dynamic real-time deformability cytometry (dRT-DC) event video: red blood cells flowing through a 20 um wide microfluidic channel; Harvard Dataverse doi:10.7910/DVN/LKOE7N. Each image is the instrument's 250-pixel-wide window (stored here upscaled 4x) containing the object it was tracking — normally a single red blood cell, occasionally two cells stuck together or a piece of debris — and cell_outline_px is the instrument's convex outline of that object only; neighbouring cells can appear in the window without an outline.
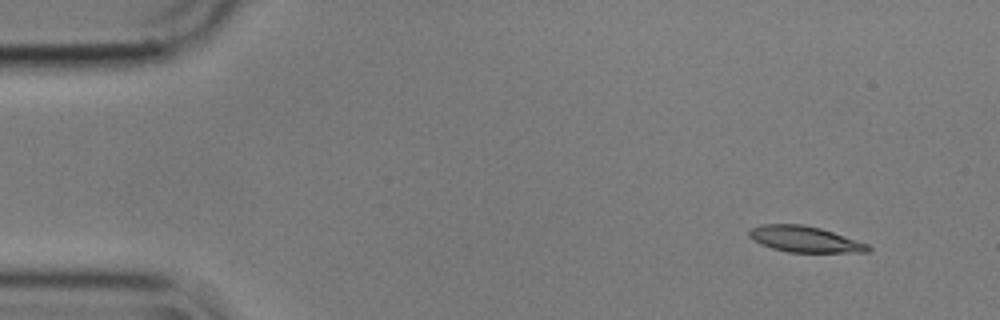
{"species": "common noctule bat (a hibernating species)", "species_latin": "Nyctalus noctula", "temperature_condition": "cold", "stored_images_in_passage": 52, "camera_frame_rate_fps": 3000, "um_per_image_px": 0.085, "animal": {"sex": "male", "body_mass_g": 17.9}, "frame": {"image": 1, "passage_image": 1, "time_ms": 0.0, "image_size_px": [1000, 320], "cell_outline_px": [[872, 248], [868, 252], [788, 252], [772, 248], [760, 244], [752, 240], [748, 236], [748, 232], [752, 228], [760, 224], [800, 224], [820, 228], [868, 244]], "centroid_in_image_um": [68.36, 20.33], "position_along_channel_um": 16.6, "area_um2": 17.92}}
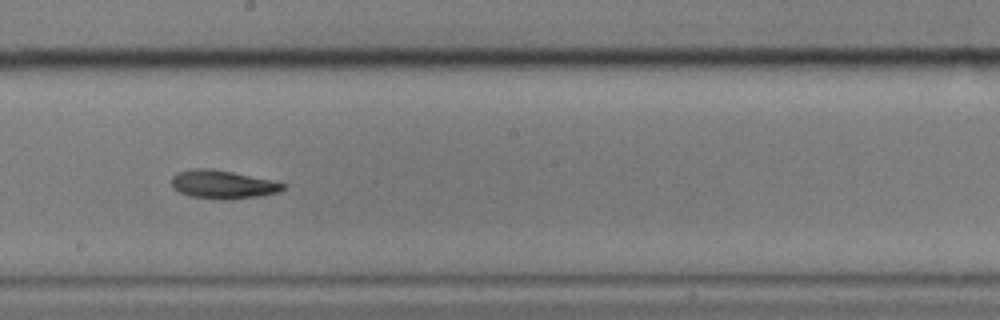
{"frame": {"image": 2, "passage_image": 27, "time_ms": 8.667, "image_size_px": [1000, 320], "cell_outline_px": [[288, 184], [280, 192], [260, 196], [232, 200], [224, 200], [188, 196], [172, 188], [172, 176], [180, 172], [192, 168], [208, 168], [232, 172]], "centroid_in_image_um": [18.94, 15.69], "position_along_channel_um": 229.3, "area_um2": 18.5}}
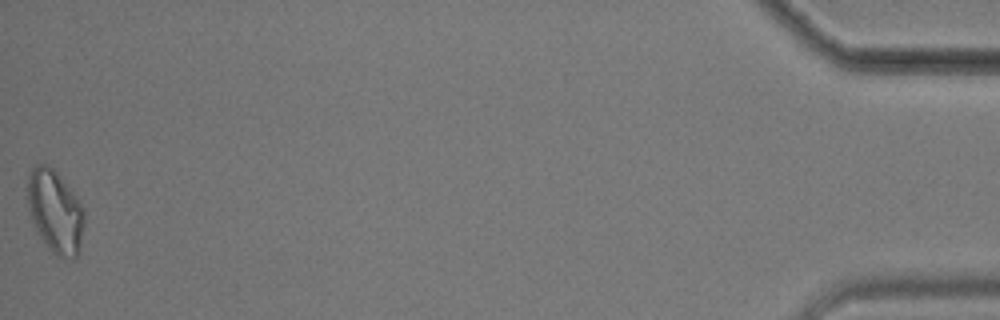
{"frame": {"image": 3, "passage_image": 52, "time_ms": 17.0, "image_size_px": [1000, 320], "cell_outline_px": [[84, 224], [80, 248], [76, 256], [72, 260], [56, 256], [48, 248], [36, 232], [28, 208], [28, 176], [32, 168], [36, 164], [44, 160], [60, 176], [84, 208]], "centroid_in_image_um": [4.68, 17.98], "position_along_channel_um": 430.5, "area_um2": 27.63}, "authors_computed_cell_mechanics": {"area_um2": 18.785, "velocity_mm_per_s": 3.5557, "shape_relaxation_time_tau1_ms": 3.7775, "shape_relaxation_time_tau2_ms": null, "deformation_change_tau1": 0.1499, "deformation_change_tau2": null}}